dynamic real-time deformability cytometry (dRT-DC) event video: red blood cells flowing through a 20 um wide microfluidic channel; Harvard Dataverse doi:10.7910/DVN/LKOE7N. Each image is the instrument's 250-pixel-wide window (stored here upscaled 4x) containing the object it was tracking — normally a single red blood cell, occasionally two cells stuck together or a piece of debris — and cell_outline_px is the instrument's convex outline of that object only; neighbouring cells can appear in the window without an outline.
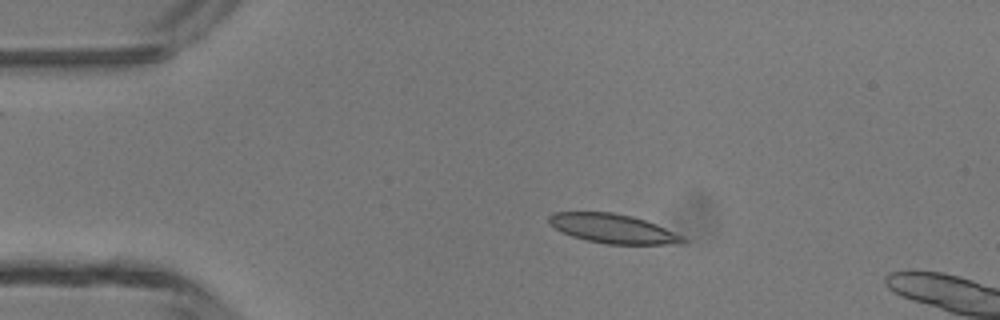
{"species": "common noctule bat (a hibernating species)", "species_latin": "Nyctalus noctula", "temperature_condition": "room temperature", "stored_images_in_passage": 4, "camera_frame_rate_fps": 3000, "um_per_image_px": 0.085, "animal": {"sex": "male", "body_mass_g": 13.3}, "frame": {"image": 1, "passage_image": 3, "time_ms": 2.333, "image_size_px": [1000, 320], "cell_outline_px": [[688, 240], [684, 244], [604, 244], [572, 236], [556, 228], [548, 220], [548, 216], [552, 212], [612, 212], [632, 216], [656, 224], [684, 236]], "centroid_in_image_um": [52.15, 19.43], "position_along_channel_um": 32.9, "area_um2": 22.72}}